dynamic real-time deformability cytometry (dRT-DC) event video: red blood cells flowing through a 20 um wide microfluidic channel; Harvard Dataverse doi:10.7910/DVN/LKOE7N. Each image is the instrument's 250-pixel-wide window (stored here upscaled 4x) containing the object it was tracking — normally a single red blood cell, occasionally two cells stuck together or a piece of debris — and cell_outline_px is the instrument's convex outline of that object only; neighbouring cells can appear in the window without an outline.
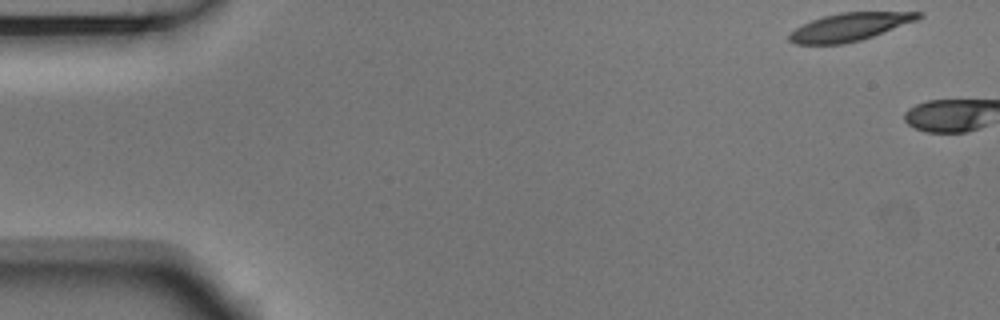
{"species": "Egyptian fruit bat (a non-hibernating species)", "species_latin": "Rousettus aegyptiacus", "temperature_condition": "room temperature", "stored_images_in_passage": 3, "camera_frame_rate_fps": 3000, "um_per_image_px": 0.085, "animal": {"sex": "male"}, "frame": {"image": 1, "passage_image": 1, "time_ms": 0.0, "image_size_px": [1000, 320], "cell_outline_px": [[924, 16], [916, 20], [872, 36], [860, 40], [844, 44], [796, 44], [788, 40], [788, 36], [796, 28], [812, 20], [824, 16], [840, 12], [924, 12]], "centroid_in_image_um": [72.22, 2.29], "position_along_channel_um": 12.8, "area_um2": 20.69}}